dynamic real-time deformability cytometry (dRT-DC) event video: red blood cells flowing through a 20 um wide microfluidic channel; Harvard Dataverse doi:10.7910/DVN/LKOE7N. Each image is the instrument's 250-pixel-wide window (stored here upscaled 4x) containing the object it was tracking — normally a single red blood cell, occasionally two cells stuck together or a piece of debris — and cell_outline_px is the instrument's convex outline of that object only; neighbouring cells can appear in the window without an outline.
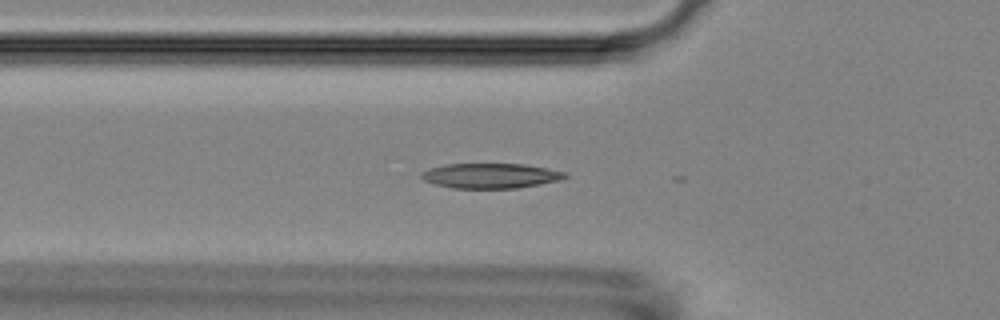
{"species": "Egyptian fruit bat (a non-hibernating species)", "species_latin": "Rousettus aegyptiacus", "temperature_condition": "room temperature", "stored_images_in_passage": 8, "camera_frame_rate_fps": 3000, "um_per_image_px": 0.085, "animal": {"sex": "female"}, "frame": {"image": 1, "passage_image": 2, "time_ms": 0.333, "image_size_px": [1000, 320], "cell_outline_px": [[568, 176], [560, 180], [540, 184], [516, 188], [452, 188], [436, 184], [424, 180], [420, 176], [420, 172], [428, 168], [444, 164], [524, 164], [568, 172]], "centroid_in_image_um": [41.69, 14.93], "position_along_channel_um": 84.1, "area_um2": 20.98}}